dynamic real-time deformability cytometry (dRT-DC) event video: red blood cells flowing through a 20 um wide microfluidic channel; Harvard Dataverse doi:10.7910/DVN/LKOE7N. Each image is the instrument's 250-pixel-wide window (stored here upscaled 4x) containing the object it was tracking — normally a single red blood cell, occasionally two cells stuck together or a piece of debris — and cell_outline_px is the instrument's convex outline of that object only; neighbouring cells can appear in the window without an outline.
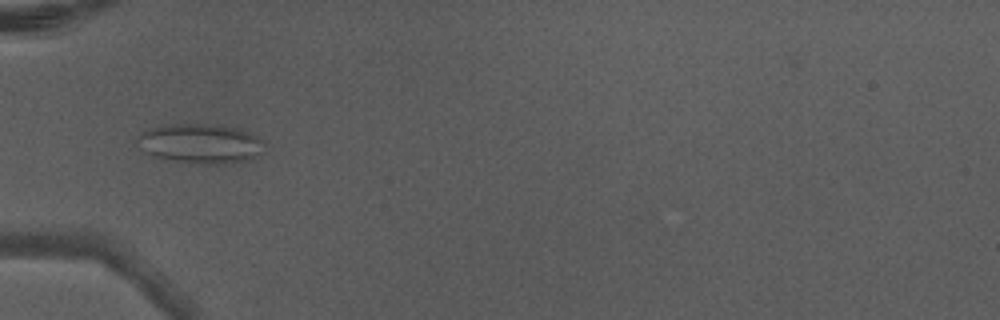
{"species": "Egyptian fruit bat (a non-hibernating species)", "species_latin": "Rousettus aegyptiacus", "temperature_condition": "warm", "stored_images_in_passage": 4, "camera_frame_rate_fps": 3000, "um_per_image_px": 0.085, "animal": {"sex": "male"}, "frame": {"image": 1, "passage_image": 4, "time_ms": 1.0, "image_size_px": [1000, 320], "cell_outline_px": [[264, 152], [252, 160], [232, 164], [196, 164], [172, 160], [156, 156], [144, 152], [140, 148], [136, 140], [144, 132], [152, 128], [172, 124], [204, 124], [236, 128], [252, 132], [264, 140]], "centroid_in_image_um": [17.14, 12.23], "position_along_channel_um": 67.9, "area_um2": 29.59}}